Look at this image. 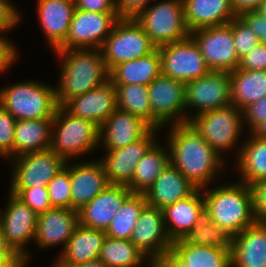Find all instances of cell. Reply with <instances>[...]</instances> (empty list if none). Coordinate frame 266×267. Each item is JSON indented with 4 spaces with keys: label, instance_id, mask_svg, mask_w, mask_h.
Returning a JSON list of instances; mask_svg holds the SVG:
<instances>
[{
    "label": "cell",
    "instance_id": "cell-1",
    "mask_svg": "<svg viewBox=\"0 0 266 267\" xmlns=\"http://www.w3.org/2000/svg\"><path fill=\"white\" fill-rule=\"evenodd\" d=\"M170 126L167 135L170 164L196 187H208L217 173L224 170V156H220L189 122Z\"/></svg>",
    "mask_w": 266,
    "mask_h": 267
},
{
    "label": "cell",
    "instance_id": "cell-2",
    "mask_svg": "<svg viewBox=\"0 0 266 267\" xmlns=\"http://www.w3.org/2000/svg\"><path fill=\"white\" fill-rule=\"evenodd\" d=\"M54 52L59 59H64L59 84L55 88L59 106L109 80L110 73L101 49H56Z\"/></svg>",
    "mask_w": 266,
    "mask_h": 267
},
{
    "label": "cell",
    "instance_id": "cell-3",
    "mask_svg": "<svg viewBox=\"0 0 266 267\" xmlns=\"http://www.w3.org/2000/svg\"><path fill=\"white\" fill-rule=\"evenodd\" d=\"M205 188V189H204ZM202 188L205 208L213 223L232 237L256 223L250 187L243 182L225 184L208 190Z\"/></svg>",
    "mask_w": 266,
    "mask_h": 267
},
{
    "label": "cell",
    "instance_id": "cell-4",
    "mask_svg": "<svg viewBox=\"0 0 266 267\" xmlns=\"http://www.w3.org/2000/svg\"><path fill=\"white\" fill-rule=\"evenodd\" d=\"M55 87L28 80L0 90L2 105L16 120L54 118L58 108Z\"/></svg>",
    "mask_w": 266,
    "mask_h": 267
},
{
    "label": "cell",
    "instance_id": "cell-5",
    "mask_svg": "<svg viewBox=\"0 0 266 267\" xmlns=\"http://www.w3.org/2000/svg\"><path fill=\"white\" fill-rule=\"evenodd\" d=\"M99 134L100 127L93 121L73 116L58 106L53 118L49 149L66 162L71 161L72 157L88 154L100 146Z\"/></svg>",
    "mask_w": 266,
    "mask_h": 267
},
{
    "label": "cell",
    "instance_id": "cell-6",
    "mask_svg": "<svg viewBox=\"0 0 266 267\" xmlns=\"http://www.w3.org/2000/svg\"><path fill=\"white\" fill-rule=\"evenodd\" d=\"M135 19L156 47L190 36L183 0L159 1L142 10Z\"/></svg>",
    "mask_w": 266,
    "mask_h": 267
},
{
    "label": "cell",
    "instance_id": "cell-7",
    "mask_svg": "<svg viewBox=\"0 0 266 267\" xmlns=\"http://www.w3.org/2000/svg\"><path fill=\"white\" fill-rule=\"evenodd\" d=\"M156 48L135 18H120L105 39L101 52L110 72L118 64L144 57Z\"/></svg>",
    "mask_w": 266,
    "mask_h": 267
},
{
    "label": "cell",
    "instance_id": "cell-8",
    "mask_svg": "<svg viewBox=\"0 0 266 267\" xmlns=\"http://www.w3.org/2000/svg\"><path fill=\"white\" fill-rule=\"evenodd\" d=\"M189 123L220 156L224 150L237 147L245 127L243 112L234 105L191 116Z\"/></svg>",
    "mask_w": 266,
    "mask_h": 267
},
{
    "label": "cell",
    "instance_id": "cell-9",
    "mask_svg": "<svg viewBox=\"0 0 266 267\" xmlns=\"http://www.w3.org/2000/svg\"><path fill=\"white\" fill-rule=\"evenodd\" d=\"M148 92L152 128L161 129L170 122L173 125L188 123L191 120L185 108V82L161 74L148 85Z\"/></svg>",
    "mask_w": 266,
    "mask_h": 267
},
{
    "label": "cell",
    "instance_id": "cell-10",
    "mask_svg": "<svg viewBox=\"0 0 266 267\" xmlns=\"http://www.w3.org/2000/svg\"><path fill=\"white\" fill-rule=\"evenodd\" d=\"M120 19L117 12L75 9L65 41L57 49H101Z\"/></svg>",
    "mask_w": 266,
    "mask_h": 267
},
{
    "label": "cell",
    "instance_id": "cell-11",
    "mask_svg": "<svg viewBox=\"0 0 266 267\" xmlns=\"http://www.w3.org/2000/svg\"><path fill=\"white\" fill-rule=\"evenodd\" d=\"M210 70L231 72L238 68L232 34V21L220 26L198 28L190 32Z\"/></svg>",
    "mask_w": 266,
    "mask_h": 267
},
{
    "label": "cell",
    "instance_id": "cell-12",
    "mask_svg": "<svg viewBox=\"0 0 266 267\" xmlns=\"http://www.w3.org/2000/svg\"><path fill=\"white\" fill-rule=\"evenodd\" d=\"M157 48L161 56L164 76L187 83L210 71L197 43L191 36Z\"/></svg>",
    "mask_w": 266,
    "mask_h": 267
},
{
    "label": "cell",
    "instance_id": "cell-13",
    "mask_svg": "<svg viewBox=\"0 0 266 267\" xmlns=\"http://www.w3.org/2000/svg\"><path fill=\"white\" fill-rule=\"evenodd\" d=\"M185 94V108L187 111L196 108L195 115L232 105L229 72L210 70L204 76L188 81Z\"/></svg>",
    "mask_w": 266,
    "mask_h": 267
},
{
    "label": "cell",
    "instance_id": "cell-14",
    "mask_svg": "<svg viewBox=\"0 0 266 267\" xmlns=\"http://www.w3.org/2000/svg\"><path fill=\"white\" fill-rule=\"evenodd\" d=\"M8 195L5 211L0 213V228L8 244L27 266L30 253L26 252L28 250L25 245L35 240L38 214L15 195Z\"/></svg>",
    "mask_w": 266,
    "mask_h": 267
},
{
    "label": "cell",
    "instance_id": "cell-15",
    "mask_svg": "<svg viewBox=\"0 0 266 267\" xmlns=\"http://www.w3.org/2000/svg\"><path fill=\"white\" fill-rule=\"evenodd\" d=\"M12 161L14 171L10 188L47 186L66 164L61 156L50 149L22 154L12 158Z\"/></svg>",
    "mask_w": 266,
    "mask_h": 267
},
{
    "label": "cell",
    "instance_id": "cell-16",
    "mask_svg": "<svg viewBox=\"0 0 266 267\" xmlns=\"http://www.w3.org/2000/svg\"><path fill=\"white\" fill-rule=\"evenodd\" d=\"M130 241L153 264L171 251L173 242L166 231L163 210L146 205L140 213Z\"/></svg>",
    "mask_w": 266,
    "mask_h": 267
},
{
    "label": "cell",
    "instance_id": "cell-17",
    "mask_svg": "<svg viewBox=\"0 0 266 267\" xmlns=\"http://www.w3.org/2000/svg\"><path fill=\"white\" fill-rule=\"evenodd\" d=\"M157 131L159 129L151 128L142 138L123 148L106 150V156L100 162L109 184L127 186L131 182L138 162L156 142Z\"/></svg>",
    "mask_w": 266,
    "mask_h": 267
},
{
    "label": "cell",
    "instance_id": "cell-18",
    "mask_svg": "<svg viewBox=\"0 0 266 267\" xmlns=\"http://www.w3.org/2000/svg\"><path fill=\"white\" fill-rule=\"evenodd\" d=\"M230 249L196 245L179 239L172 243L171 251L160 258L155 267H231Z\"/></svg>",
    "mask_w": 266,
    "mask_h": 267
},
{
    "label": "cell",
    "instance_id": "cell-19",
    "mask_svg": "<svg viewBox=\"0 0 266 267\" xmlns=\"http://www.w3.org/2000/svg\"><path fill=\"white\" fill-rule=\"evenodd\" d=\"M62 107L71 115L91 120L100 127L117 109L116 88L109 79L85 94L69 99Z\"/></svg>",
    "mask_w": 266,
    "mask_h": 267
},
{
    "label": "cell",
    "instance_id": "cell-20",
    "mask_svg": "<svg viewBox=\"0 0 266 267\" xmlns=\"http://www.w3.org/2000/svg\"><path fill=\"white\" fill-rule=\"evenodd\" d=\"M125 185L109 184L100 194L78 210L79 224L106 231L122 204L132 195Z\"/></svg>",
    "mask_w": 266,
    "mask_h": 267
},
{
    "label": "cell",
    "instance_id": "cell-21",
    "mask_svg": "<svg viewBox=\"0 0 266 267\" xmlns=\"http://www.w3.org/2000/svg\"><path fill=\"white\" fill-rule=\"evenodd\" d=\"M151 128L140 116L117 108L100 126L99 142L105 150L120 149L142 138Z\"/></svg>",
    "mask_w": 266,
    "mask_h": 267
},
{
    "label": "cell",
    "instance_id": "cell-22",
    "mask_svg": "<svg viewBox=\"0 0 266 267\" xmlns=\"http://www.w3.org/2000/svg\"><path fill=\"white\" fill-rule=\"evenodd\" d=\"M79 225L78 211L53 207L37 217L36 246L43 249L68 243Z\"/></svg>",
    "mask_w": 266,
    "mask_h": 267
},
{
    "label": "cell",
    "instance_id": "cell-23",
    "mask_svg": "<svg viewBox=\"0 0 266 267\" xmlns=\"http://www.w3.org/2000/svg\"><path fill=\"white\" fill-rule=\"evenodd\" d=\"M70 163L71 209L80 210L108 185L102 163L97 161Z\"/></svg>",
    "mask_w": 266,
    "mask_h": 267
},
{
    "label": "cell",
    "instance_id": "cell-24",
    "mask_svg": "<svg viewBox=\"0 0 266 267\" xmlns=\"http://www.w3.org/2000/svg\"><path fill=\"white\" fill-rule=\"evenodd\" d=\"M198 187L177 168L169 164L144 193L147 205L165 209L167 206L192 195Z\"/></svg>",
    "mask_w": 266,
    "mask_h": 267
},
{
    "label": "cell",
    "instance_id": "cell-25",
    "mask_svg": "<svg viewBox=\"0 0 266 267\" xmlns=\"http://www.w3.org/2000/svg\"><path fill=\"white\" fill-rule=\"evenodd\" d=\"M231 267H266V224L255 223L232 238Z\"/></svg>",
    "mask_w": 266,
    "mask_h": 267
},
{
    "label": "cell",
    "instance_id": "cell-26",
    "mask_svg": "<svg viewBox=\"0 0 266 267\" xmlns=\"http://www.w3.org/2000/svg\"><path fill=\"white\" fill-rule=\"evenodd\" d=\"M75 9L74 0H37L38 20L53 50L65 41Z\"/></svg>",
    "mask_w": 266,
    "mask_h": 267
},
{
    "label": "cell",
    "instance_id": "cell-27",
    "mask_svg": "<svg viewBox=\"0 0 266 267\" xmlns=\"http://www.w3.org/2000/svg\"><path fill=\"white\" fill-rule=\"evenodd\" d=\"M105 238V231L79 224L53 266L70 267L99 258Z\"/></svg>",
    "mask_w": 266,
    "mask_h": 267
},
{
    "label": "cell",
    "instance_id": "cell-28",
    "mask_svg": "<svg viewBox=\"0 0 266 267\" xmlns=\"http://www.w3.org/2000/svg\"><path fill=\"white\" fill-rule=\"evenodd\" d=\"M204 208L202 188H198L192 195L163 209L165 227L170 240L174 242L183 239L197 223Z\"/></svg>",
    "mask_w": 266,
    "mask_h": 267
},
{
    "label": "cell",
    "instance_id": "cell-29",
    "mask_svg": "<svg viewBox=\"0 0 266 267\" xmlns=\"http://www.w3.org/2000/svg\"><path fill=\"white\" fill-rule=\"evenodd\" d=\"M186 25L192 30L228 24L236 14L231 0H183Z\"/></svg>",
    "mask_w": 266,
    "mask_h": 267
},
{
    "label": "cell",
    "instance_id": "cell-30",
    "mask_svg": "<svg viewBox=\"0 0 266 267\" xmlns=\"http://www.w3.org/2000/svg\"><path fill=\"white\" fill-rule=\"evenodd\" d=\"M113 85L138 84L148 86L162 74L161 56L156 48L150 54L118 64L109 72Z\"/></svg>",
    "mask_w": 266,
    "mask_h": 267
},
{
    "label": "cell",
    "instance_id": "cell-31",
    "mask_svg": "<svg viewBox=\"0 0 266 267\" xmlns=\"http://www.w3.org/2000/svg\"><path fill=\"white\" fill-rule=\"evenodd\" d=\"M53 118L16 120L14 157L50 148Z\"/></svg>",
    "mask_w": 266,
    "mask_h": 267
},
{
    "label": "cell",
    "instance_id": "cell-32",
    "mask_svg": "<svg viewBox=\"0 0 266 267\" xmlns=\"http://www.w3.org/2000/svg\"><path fill=\"white\" fill-rule=\"evenodd\" d=\"M231 78L232 105L243 110L249 104L266 97V70L235 69Z\"/></svg>",
    "mask_w": 266,
    "mask_h": 267
},
{
    "label": "cell",
    "instance_id": "cell-33",
    "mask_svg": "<svg viewBox=\"0 0 266 267\" xmlns=\"http://www.w3.org/2000/svg\"><path fill=\"white\" fill-rule=\"evenodd\" d=\"M249 139L238 147V166L241 180L248 186L266 178V138L257 137L251 132Z\"/></svg>",
    "mask_w": 266,
    "mask_h": 267
},
{
    "label": "cell",
    "instance_id": "cell-34",
    "mask_svg": "<svg viewBox=\"0 0 266 267\" xmlns=\"http://www.w3.org/2000/svg\"><path fill=\"white\" fill-rule=\"evenodd\" d=\"M166 148L156 141L138 162L132 180L127 185L132 193L144 194L170 164V152Z\"/></svg>",
    "mask_w": 266,
    "mask_h": 267
},
{
    "label": "cell",
    "instance_id": "cell-35",
    "mask_svg": "<svg viewBox=\"0 0 266 267\" xmlns=\"http://www.w3.org/2000/svg\"><path fill=\"white\" fill-rule=\"evenodd\" d=\"M99 259L107 267H140L145 260L148 267H155L130 240L113 239L106 236Z\"/></svg>",
    "mask_w": 266,
    "mask_h": 267
},
{
    "label": "cell",
    "instance_id": "cell-36",
    "mask_svg": "<svg viewBox=\"0 0 266 267\" xmlns=\"http://www.w3.org/2000/svg\"><path fill=\"white\" fill-rule=\"evenodd\" d=\"M146 205L147 201L144 194L133 193L111 220L105 231L106 236L113 239L130 240L140 213Z\"/></svg>",
    "mask_w": 266,
    "mask_h": 267
},
{
    "label": "cell",
    "instance_id": "cell-37",
    "mask_svg": "<svg viewBox=\"0 0 266 267\" xmlns=\"http://www.w3.org/2000/svg\"><path fill=\"white\" fill-rule=\"evenodd\" d=\"M232 238L222 227L213 223L210 213L204 208L197 219V223L183 240L196 245L231 248Z\"/></svg>",
    "mask_w": 266,
    "mask_h": 267
},
{
    "label": "cell",
    "instance_id": "cell-38",
    "mask_svg": "<svg viewBox=\"0 0 266 267\" xmlns=\"http://www.w3.org/2000/svg\"><path fill=\"white\" fill-rule=\"evenodd\" d=\"M117 108L140 116L152 127V111L149 102L148 86L138 84L114 85Z\"/></svg>",
    "mask_w": 266,
    "mask_h": 267
},
{
    "label": "cell",
    "instance_id": "cell-39",
    "mask_svg": "<svg viewBox=\"0 0 266 267\" xmlns=\"http://www.w3.org/2000/svg\"><path fill=\"white\" fill-rule=\"evenodd\" d=\"M48 196L52 207L71 209L70 164L66 162L47 185Z\"/></svg>",
    "mask_w": 266,
    "mask_h": 267
},
{
    "label": "cell",
    "instance_id": "cell-40",
    "mask_svg": "<svg viewBox=\"0 0 266 267\" xmlns=\"http://www.w3.org/2000/svg\"><path fill=\"white\" fill-rule=\"evenodd\" d=\"M9 189L10 194L15 195L38 215L53 208L49 200L47 186Z\"/></svg>",
    "mask_w": 266,
    "mask_h": 267
},
{
    "label": "cell",
    "instance_id": "cell-41",
    "mask_svg": "<svg viewBox=\"0 0 266 267\" xmlns=\"http://www.w3.org/2000/svg\"><path fill=\"white\" fill-rule=\"evenodd\" d=\"M232 34L239 60L260 43L258 36L238 16L232 20Z\"/></svg>",
    "mask_w": 266,
    "mask_h": 267
},
{
    "label": "cell",
    "instance_id": "cell-42",
    "mask_svg": "<svg viewBox=\"0 0 266 267\" xmlns=\"http://www.w3.org/2000/svg\"><path fill=\"white\" fill-rule=\"evenodd\" d=\"M16 119L0 105V156L14 157Z\"/></svg>",
    "mask_w": 266,
    "mask_h": 267
},
{
    "label": "cell",
    "instance_id": "cell-43",
    "mask_svg": "<svg viewBox=\"0 0 266 267\" xmlns=\"http://www.w3.org/2000/svg\"><path fill=\"white\" fill-rule=\"evenodd\" d=\"M257 223L266 224V178L249 185Z\"/></svg>",
    "mask_w": 266,
    "mask_h": 267
},
{
    "label": "cell",
    "instance_id": "cell-44",
    "mask_svg": "<svg viewBox=\"0 0 266 267\" xmlns=\"http://www.w3.org/2000/svg\"><path fill=\"white\" fill-rule=\"evenodd\" d=\"M238 68L247 71L266 70V44H257L247 55L240 59Z\"/></svg>",
    "mask_w": 266,
    "mask_h": 267
},
{
    "label": "cell",
    "instance_id": "cell-45",
    "mask_svg": "<svg viewBox=\"0 0 266 267\" xmlns=\"http://www.w3.org/2000/svg\"><path fill=\"white\" fill-rule=\"evenodd\" d=\"M242 112L243 123L248 124L249 129L252 131L266 119V97L249 104Z\"/></svg>",
    "mask_w": 266,
    "mask_h": 267
},
{
    "label": "cell",
    "instance_id": "cell-46",
    "mask_svg": "<svg viewBox=\"0 0 266 267\" xmlns=\"http://www.w3.org/2000/svg\"><path fill=\"white\" fill-rule=\"evenodd\" d=\"M266 44V18L256 10L243 12L238 16Z\"/></svg>",
    "mask_w": 266,
    "mask_h": 267
},
{
    "label": "cell",
    "instance_id": "cell-47",
    "mask_svg": "<svg viewBox=\"0 0 266 267\" xmlns=\"http://www.w3.org/2000/svg\"><path fill=\"white\" fill-rule=\"evenodd\" d=\"M20 14L9 0H0V32L13 29L21 20Z\"/></svg>",
    "mask_w": 266,
    "mask_h": 267
},
{
    "label": "cell",
    "instance_id": "cell-48",
    "mask_svg": "<svg viewBox=\"0 0 266 267\" xmlns=\"http://www.w3.org/2000/svg\"><path fill=\"white\" fill-rule=\"evenodd\" d=\"M151 0H115V8L120 18H135L146 9Z\"/></svg>",
    "mask_w": 266,
    "mask_h": 267
},
{
    "label": "cell",
    "instance_id": "cell-49",
    "mask_svg": "<svg viewBox=\"0 0 266 267\" xmlns=\"http://www.w3.org/2000/svg\"><path fill=\"white\" fill-rule=\"evenodd\" d=\"M7 37L0 32V72H5L17 60V50Z\"/></svg>",
    "mask_w": 266,
    "mask_h": 267
},
{
    "label": "cell",
    "instance_id": "cell-50",
    "mask_svg": "<svg viewBox=\"0 0 266 267\" xmlns=\"http://www.w3.org/2000/svg\"><path fill=\"white\" fill-rule=\"evenodd\" d=\"M75 7L91 12H117L115 0H74Z\"/></svg>",
    "mask_w": 266,
    "mask_h": 267
},
{
    "label": "cell",
    "instance_id": "cell-51",
    "mask_svg": "<svg viewBox=\"0 0 266 267\" xmlns=\"http://www.w3.org/2000/svg\"><path fill=\"white\" fill-rule=\"evenodd\" d=\"M264 0H231V6L236 16L243 12L254 11Z\"/></svg>",
    "mask_w": 266,
    "mask_h": 267
},
{
    "label": "cell",
    "instance_id": "cell-52",
    "mask_svg": "<svg viewBox=\"0 0 266 267\" xmlns=\"http://www.w3.org/2000/svg\"><path fill=\"white\" fill-rule=\"evenodd\" d=\"M0 267H26L17 253H0Z\"/></svg>",
    "mask_w": 266,
    "mask_h": 267
},
{
    "label": "cell",
    "instance_id": "cell-53",
    "mask_svg": "<svg viewBox=\"0 0 266 267\" xmlns=\"http://www.w3.org/2000/svg\"><path fill=\"white\" fill-rule=\"evenodd\" d=\"M0 253H16L13 248L8 244L6 237L4 236L0 228Z\"/></svg>",
    "mask_w": 266,
    "mask_h": 267
},
{
    "label": "cell",
    "instance_id": "cell-54",
    "mask_svg": "<svg viewBox=\"0 0 266 267\" xmlns=\"http://www.w3.org/2000/svg\"><path fill=\"white\" fill-rule=\"evenodd\" d=\"M253 135L257 137L266 138V119L263 120L260 124H258L252 131H250Z\"/></svg>",
    "mask_w": 266,
    "mask_h": 267
},
{
    "label": "cell",
    "instance_id": "cell-55",
    "mask_svg": "<svg viewBox=\"0 0 266 267\" xmlns=\"http://www.w3.org/2000/svg\"><path fill=\"white\" fill-rule=\"evenodd\" d=\"M70 267H107L99 258Z\"/></svg>",
    "mask_w": 266,
    "mask_h": 267
},
{
    "label": "cell",
    "instance_id": "cell-56",
    "mask_svg": "<svg viewBox=\"0 0 266 267\" xmlns=\"http://www.w3.org/2000/svg\"><path fill=\"white\" fill-rule=\"evenodd\" d=\"M256 11L266 18V0H264L263 2L259 4Z\"/></svg>",
    "mask_w": 266,
    "mask_h": 267
}]
</instances>
